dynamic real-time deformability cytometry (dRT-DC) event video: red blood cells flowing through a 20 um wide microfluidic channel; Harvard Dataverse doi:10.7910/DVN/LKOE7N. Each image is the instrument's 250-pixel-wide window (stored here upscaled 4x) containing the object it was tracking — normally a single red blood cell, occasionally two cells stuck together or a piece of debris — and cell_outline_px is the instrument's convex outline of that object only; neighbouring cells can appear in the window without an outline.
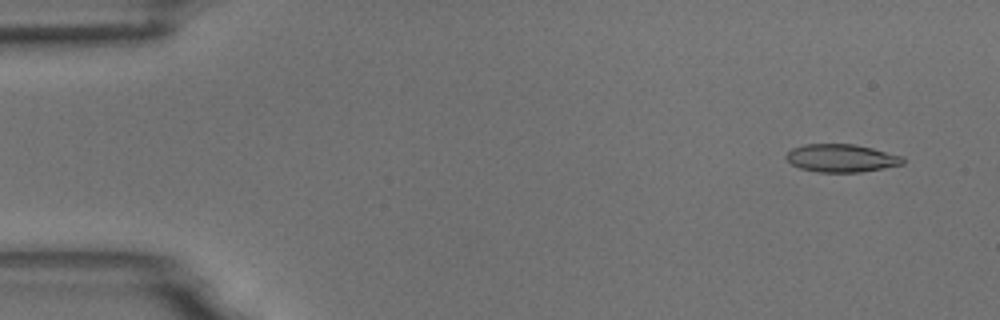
{"species": "common noctule bat (a hibernating species)", "species_latin": "Nyctalus noctula", "temperature_condition": "room temperature", "stored_images_in_passage": 54, "camera_frame_rate_fps": 3000, "um_per_image_px": 0.085, "animal": {"sex": "male", "body_mass_g": 18.8}, "frame": {"image": 1, "passage_image": 4, "time_ms": 1.0, "image_size_px": [1000, 320], "cell_outline_px": [[904, 164], [884, 168], [860, 172], [820, 172], [800, 168], [792, 164], [784, 156], [792, 148], [804, 144], [852, 144], [872, 148], [904, 156]], "centroid_in_image_um": [71.53, 13.44], "position_along_channel_um": 13.5, "area_um2": 18.96}}
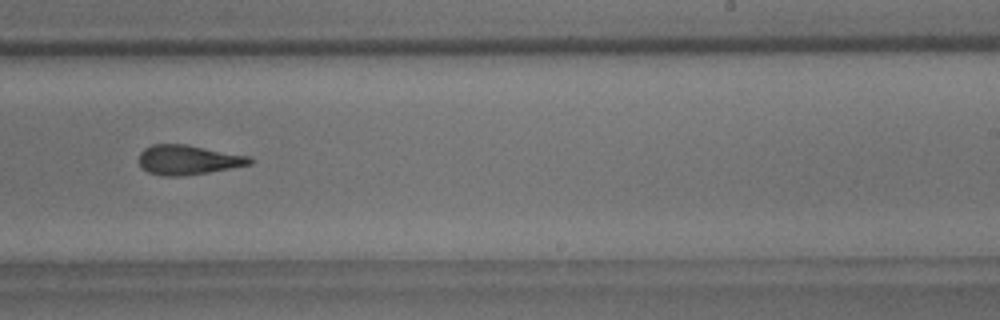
{"frame": {"image": 2, "passage_image": 34, "time_ms": 11.0, "image_size_px": [1000, 320], "cell_outline_px": [[252, 164], [208, 172], [180, 176], [164, 176], [148, 172], [140, 168], [140, 152], [144, 148], [152, 144], [184, 144], [252, 156]], "centroid_in_image_um": [15.98, 13.58], "position_along_channel_um": 273.0, "area_um2": 19.13}}
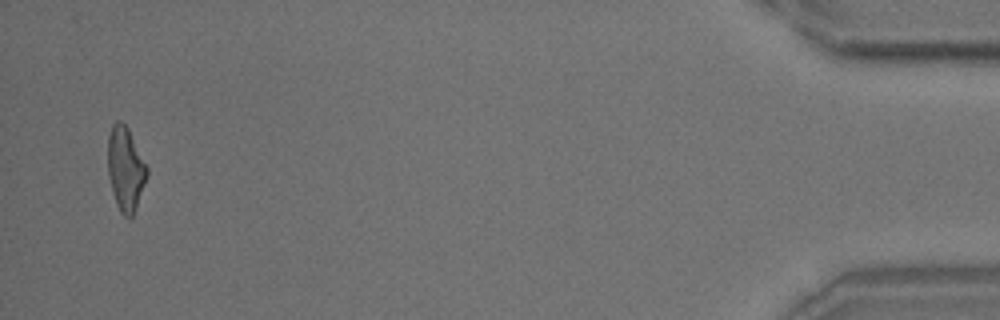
{"frame": {"image": 3, "passage_image": 53, "time_ms": 17.333, "image_size_px": [1000, 320], "cell_outline_px": [[148, 176], [136, 208], [132, 216], [128, 220], [120, 212], [116, 204], [112, 192], [108, 176], [108, 136], [112, 124], [116, 120], [120, 120], [128, 128], [148, 168]], "centroid_in_image_um": [10.66, 14.37], "position_along_channel_um": 424.5, "area_um2": 19.31}, "authors_computed_cell_mechanics": {"area_um2": 19.3052, "velocity_mm_per_s": 3.7305, "shape_relaxation_time_tau1_ms": 7.8531, "shape_relaxation_time_tau2_ms": 3.8903, "deformation_change_tau1": 0.2167, "deformation_change_tau2": 0.1537}}